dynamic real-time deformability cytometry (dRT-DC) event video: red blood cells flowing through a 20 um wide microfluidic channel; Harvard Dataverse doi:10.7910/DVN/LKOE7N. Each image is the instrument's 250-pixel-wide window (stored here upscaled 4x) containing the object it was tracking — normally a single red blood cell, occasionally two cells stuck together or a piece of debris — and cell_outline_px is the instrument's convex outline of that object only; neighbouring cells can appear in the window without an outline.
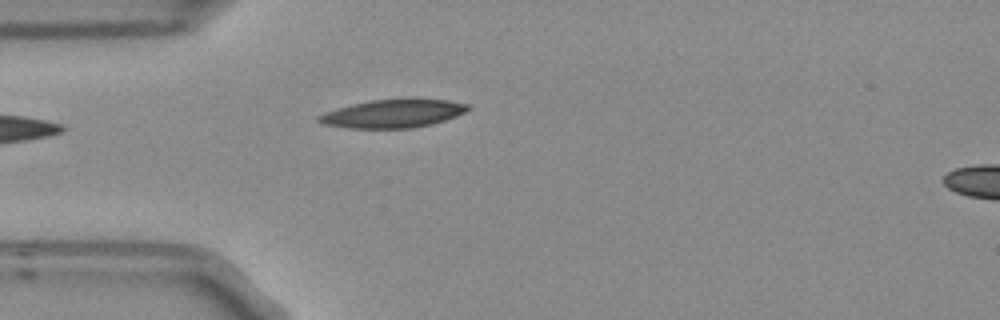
{"species": "Egyptian fruit bat (a non-hibernating species)", "species_latin": "Rousettus aegyptiacus", "temperature_condition": "room temperature", "stored_images_in_passage": 4, "segment_of_instrument_passage": [1, 2], "camera_frame_rate_fps": 3000, "um_per_image_px": 0.085, "frame": {"image": 1, "passage_image": 3, "time_ms": 0.667, "image_size_px": [1000, 320], "cell_outline_px": [[472, 108], [456, 116], [432, 124], [412, 128], [348, 128], [324, 124], [316, 120], [316, 116], [352, 104], [372, 100], [404, 96], [420, 96], [448, 100], [468, 104]], "centroid_in_image_um": [33.49, 9.6], "position_along_channel_um": 51.5, "area_um2": 25.32}}